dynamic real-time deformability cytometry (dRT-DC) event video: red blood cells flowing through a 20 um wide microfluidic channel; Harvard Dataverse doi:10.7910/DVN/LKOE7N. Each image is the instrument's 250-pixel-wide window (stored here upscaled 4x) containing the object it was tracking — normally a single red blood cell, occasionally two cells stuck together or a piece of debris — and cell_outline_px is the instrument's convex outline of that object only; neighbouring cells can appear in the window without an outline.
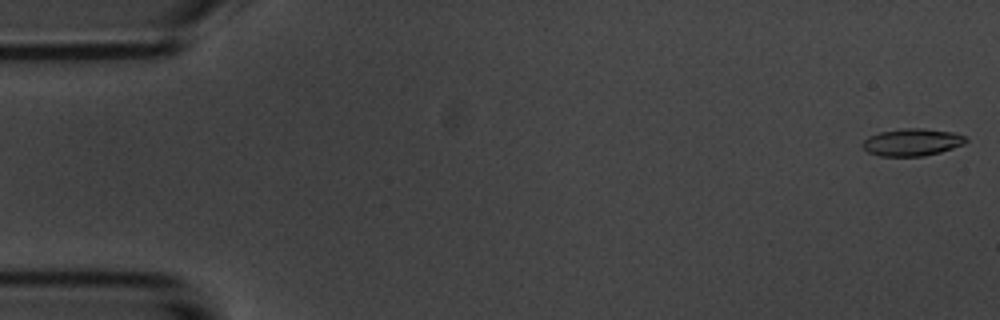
{"species": "common noctule bat (a hibernating species)", "species_latin": "Nyctalus noctula", "temperature_condition": "room temperature", "stored_images_in_passage": 6, "camera_frame_rate_fps": 3000, "um_per_image_px": 0.085, "animal": {"sex": "male", "body_mass_g": 20.1, "forearm_length_mm": 53.5}, "frame": {"image": 1, "passage_image": 1, "time_ms": 0.0, "image_size_px": [1000, 320], "cell_outline_px": [[968, 140], [964, 144], [940, 152], [924, 156], [880, 156], [868, 152], [860, 144], [868, 136], [880, 132], [904, 128], [920, 128], [956, 132], [968, 136]], "centroid_in_image_um": [77.55, 12.08], "position_along_channel_um": 7.4, "area_um2": 16.59}}
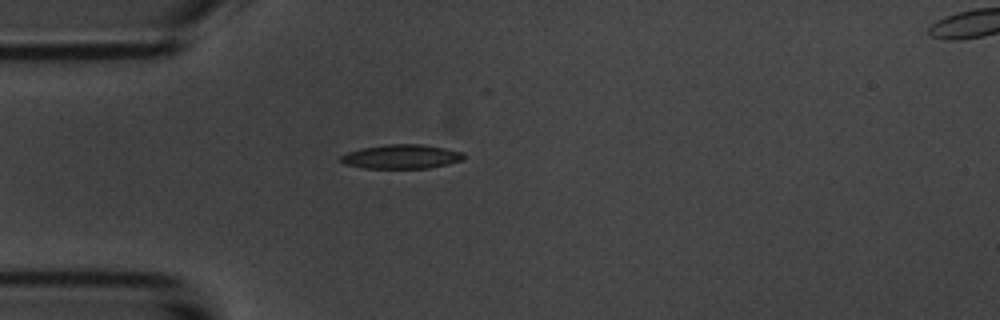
{"frame": {"image": 2, "passage_image": 5, "time_ms": 4.667, "image_size_px": [1000, 320], "cell_outline_px": [[464, 156], [460, 160], [428, 168], [364, 168], [344, 164], [336, 160], [340, 156], [348, 152], [360, 148], [388, 144], [420, 144], [444, 148], [464, 152]], "centroid_in_image_um": [34.03, 13.31], "position_along_channel_um": 51.0, "area_um2": 17.22}}